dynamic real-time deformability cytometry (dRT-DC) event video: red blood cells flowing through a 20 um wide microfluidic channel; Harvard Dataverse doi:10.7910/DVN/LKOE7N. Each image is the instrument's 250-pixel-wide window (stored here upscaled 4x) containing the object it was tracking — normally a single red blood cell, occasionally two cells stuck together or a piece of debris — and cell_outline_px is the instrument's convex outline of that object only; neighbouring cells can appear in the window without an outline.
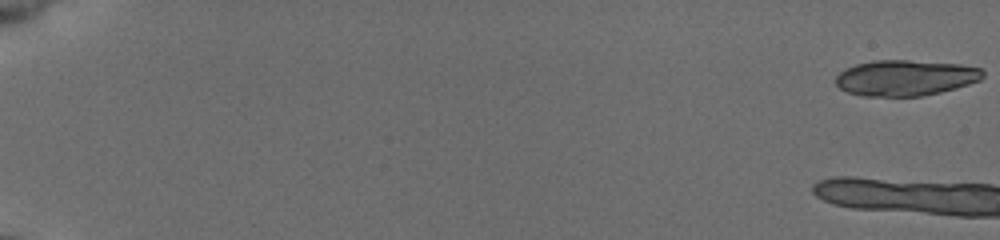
{"species": "common noctule bat (a hibernating species)", "species_latin": "Nyctalus noctula", "temperature_condition": "cold", "stored_images_in_passage": 17, "camera_frame_rate_fps": 3000, "um_per_image_px": 0.085, "animal": {"sex": "female", "body_mass_g": 19.5, "forearm_length_mm": 54.1}, "frame": {"image": 1, "passage_image": 1, "time_ms": 0.0, "image_size_px": [1000, 240], "cell_outline_px": [[984, 76], [980, 80], [956, 88], [940, 92], [920, 96], [860, 96], [848, 92], [840, 88], [836, 84], [836, 76], [840, 72], [856, 64], [876, 60], [908, 60], [960, 64], [980, 68], [984, 72]], "centroid_in_image_um": [76.97, 6.62], "position_along_channel_um": 8.0, "area_um2": 30.58}}